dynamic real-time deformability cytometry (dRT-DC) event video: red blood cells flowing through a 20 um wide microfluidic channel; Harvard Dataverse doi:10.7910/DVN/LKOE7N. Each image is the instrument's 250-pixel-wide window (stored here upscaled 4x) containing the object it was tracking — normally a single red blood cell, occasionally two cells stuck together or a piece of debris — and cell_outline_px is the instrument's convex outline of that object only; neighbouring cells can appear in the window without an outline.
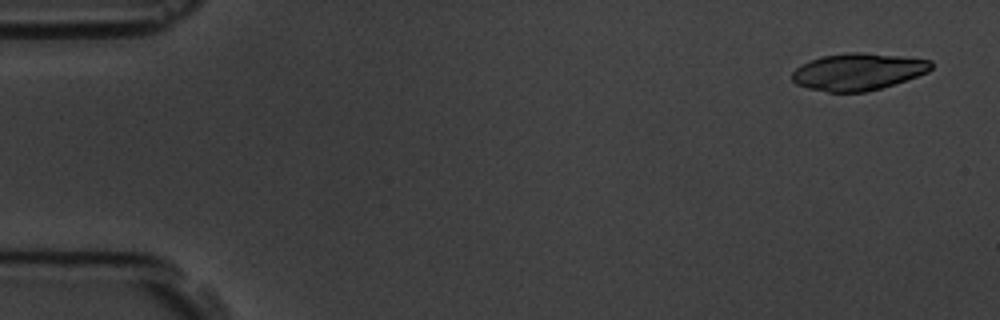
{"species": "common noctule bat (a hibernating species)", "species_latin": "Nyctalus noctula", "temperature_condition": "room temperature", "stored_images_in_passage": 4, "camera_frame_rate_fps": 3000, "um_per_image_px": 0.085, "animal": {"sex": "male", "body_mass_g": 19.5, "forearm_length_mm": 54.6}, "frame": {"image": 1, "passage_image": 1, "time_ms": 0.0, "image_size_px": [1000, 320], "cell_outline_px": [[932, 68], [928, 72], [868, 92], [828, 92], [808, 88], [796, 84], [792, 80], [792, 72], [796, 68], [812, 60], [824, 56], [848, 52], [860, 52], [900, 56], [932, 60]], "centroid_in_image_um": [72.93, 6.1], "position_along_channel_um": 12.1, "area_um2": 29.65}}